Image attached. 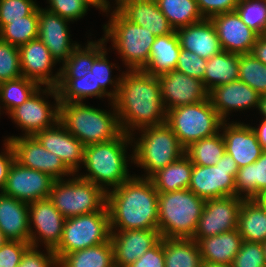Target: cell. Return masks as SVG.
Segmentation results:
<instances>
[{
	"label": "cell",
	"mask_w": 266,
	"mask_h": 267,
	"mask_svg": "<svg viewBox=\"0 0 266 267\" xmlns=\"http://www.w3.org/2000/svg\"><path fill=\"white\" fill-rule=\"evenodd\" d=\"M111 103L125 134L132 135L130 129L133 131L134 127L142 129L166 123L167 111L162 101L160 81L143 70L122 73L117 96Z\"/></svg>",
	"instance_id": "cell-1"
},
{
	"label": "cell",
	"mask_w": 266,
	"mask_h": 267,
	"mask_svg": "<svg viewBox=\"0 0 266 267\" xmlns=\"http://www.w3.org/2000/svg\"><path fill=\"white\" fill-rule=\"evenodd\" d=\"M159 193L151 179L131 177L107 191L110 229H158Z\"/></svg>",
	"instance_id": "cell-2"
},
{
	"label": "cell",
	"mask_w": 266,
	"mask_h": 267,
	"mask_svg": "<svg viewBox=\"0 0 266 267\" xmlns=\"http://www.w3.org/2000/svg\"><path fill=\"white\" fill-rule=\"evenodd\" d=\"M130 140L133 141L131 135L122 132L111 141L85 146L83 164L89 174L79 177L96 184L106 192L108 191L106 185L113 189L119 187L131 178L125 155L127 149L125 147L127 143H131Z\"/></svg>",
	"instance_id": "cell-3"
},
{
	"label": "cell",
	"mask_w": 266,
	"mask_h": 267,
	"mask_svg": "<svg viewBox=\"0 0 266 267\" xmlns=\"http://www.w3.org/2000/svg\"><path fill=\"white\" fill-rule=\"evenodd\" d=\"M85 146L111 141L122 129L118 114L92 108L82 102H59V120Z\"/></svg>",
	"instance_id": "cell-4"
},
{
	"label": "cell",
	"mask_w": 266,
	"mask_h": 267,
	"mask_svg": "<svg viewBox=\"0 0 266 267\" xmlns=\"http://www.w3.org/2000/svg\"><path fill=\"white\" fill-rule=\"evenodd\" d=\"M205 201L189 189L159 193L158 231L161 238H193Z\"/></svg>",
	"instance_id": "cell-5"
},
{
	"label": "cell",
	"mask_w": 266,
	"mask_h": 267,
	"mask_svg": "<svg viewBox=\"0 0 266 267\" xmlns=\"http://www.w3.org/2000/svg\"><path fill=\"white\" fill-rule=\"evenodd\" d=\"M141 130L143 134L135 143L134 154L131 157L135 164L148 172L144 178L150 179L159 170L185 154V149L166 123L144 127Z\"/></svg>",
	"instance_id": "cell-6"
},
{
	"label": "cell",
	"mask_w": 266,
	"mask_h": 267,
	"mask_svg": "<svg viewBox=\"0 0 266 267\" xmlns=\"http://www.w3.org/2000/svg\"><path fill=\"white\" fill-rule=\"evenodd\" d=\"M104 26V39H111L130 70H143L148 63L156 36L147 29L127 20L117 9Z\"/></svg>",
	"instance_id": "cell-7"
},
{
	"label": "cell",
	"mask_w": 266,
	"mask_h": 267,
	"mask_svg": "<svg viewBox=\"0 0 266 267\" xmlns=\"http://www.w3.org/2000/svg\"><path fill=\"white\" fill-rule=\"evenodd\" d=\"M223 122L209 98L167 111L166 124L184 149L198 140L219 133Z\"/></svg>",
	"instance_id": "cell-8"
},
{
	"label": "cell",
	"mask_w": 266,
	"mask_h": 267,
	"mask_svg": "<svg viewBox=\"0 0 266 267\" xmlns=\"http://www.w3.org/2000/svg\"><path fill=\"white\" fill-rule=\"evenodd\" d=\"M111 236L107 205L100 211L66 218L61 242L54 250L59 261L64 255L108 242Z\"/></svg>",
	"instance_id": "cell-9"
},
{
	"label": "cell",
	"mask_w": 266,
	"mask_h": 267,
	"mask_svg": "<svg viewBox=\"0 0 266 267\" xmlns=\"http://www.w3.org/2000/svg\"><path fill=\"white\" fill-rule=\"evenodd\" d=\"M63 181H54L49 199L65 218L94 213L106 206L107 192L96 184L80 177Z\"/></svg>",
	"instance_id": "cell-10"
},
{
	"label": "cell",
	"mask_w": 266,
	"mask_h": 267,
	"mask_svg": "<svg viewBox=\"0 0 266 267\" xmlns=\"http://www.w3.org/2000/svg\"><path fill=\"white\" fill-rule=\"evenodd\" d=\"M238 170L236 161L226 152L216 165L193 164L188 189L204 200L235 196V178Z\"/></svg>",
	"instance_id": "cell-11"
},
{
	"label": "cell",
	"mask_w": 266,
	"mask_h": 267,
	"mask_svg": "<svg viewBox=\"0 0 266 267\" xmlns=\"http://www.w3.org/2000/svg\"><path fill=\"white\" fill-rule=\"evenodd\" d=\"M242 202L243 198L236 195L206 200L192 239L198 242L201 238L237 229Z\"/></svg>",
	"instance_id": "cell-12"
},
{
	"label": "cell",
	"mask_w": 266,
	"mask_h": 267,
	"mask_svg": "<svg viewBox=\"0 0 266 267\" xmlns=\"http://www.w3.org/2000/svg\"><path fill=\"white\" fill-rule=\"evenodd\" d=\"M43 91L53 95L56 105L52 109L50 104L41 98L38 88L24 103L13 109L9 115L15 123L25 130L26 136H34L37 132L52 127L59 120V95L55 87L47 86ZM53 124H52V123Z\"/></svg>",
	"instance_id": "cell-13"
},
{
	"label": "cell",
	"mask_w": 266,
	"mask_h": 267,
	"mask_svg": "<svg viewBox=\"0 0 266 267\" xmlns=\"http://www.w3.org/2000/svg\"><path fill=\"white\" fill-rule=\"evenodd\" d=\"M6 141L14 149L15 160L24 167L49 174L55 180L74 174L61 158L46 150L35 136H12Z\"/></svg>",
	"instance_id": "cell-14"
},
{
	"label": "cell",
	"mask_w": 266,
	"mask_h": 267,
	"mask_svg": "<svg viewBox=\"0 0 266 267\" xmlns=\"http://www.w3.org/2000/svg\"><path fill=\"white\" fill-rule=\"evenodd\" d=\"M54 181L49 174L24 167L14 160L2 193L29 204L48 199Z\"/></svg>",
	"instance_id": "cell-15"
},
{
	"label": "cell",
	"mask_w": 266,
	"mask_h": 267,
	"mask_svg": "<svg viewBox=\"0 0 266 267\" xmlns=\"http://www.w3.org/2000/svg\"><path fill=\"white\" fill-rule=\"evenodd\" d=\"M158 79L166 111L209 98V91L200 79L187 76L176 70L160 75Z\"/></svg>",
	"instance_id": "cell-16"
},
{
	"label": "cell",
	"mask_w": 266,
	"mask_h": 267,
	"mask_svg": "<svg viewBox=\"0 0 266 267\" xmlns=\"http://www.w3.org/2000/svg\"><path fill=\"white\" fill-rule=\"evenodd\" d=\"M114 266L128 267L140 258L160 240L158 229H135L111 231Z\"/></svg>",
	"instance_id": "cell-17"
},
{
	"label": "cell",
	"mask_w": 266,
	"mask_h": 267,
	"mask_svg": "<svg viewBox=\"0 0 266 267\" xmlns=\"http://www.w3.org/2000/svg\"><path fill=\"white\" fill-rule=\"evenodd\" d=\"M213 22L222 51L237 54L252 52L259 35L249 28L236 11L213 16Z\"/></svg>",
	"instance_id": "cell-18"
},
{
	"label": "cell",
	"mask_w": 266,
	"mask_h": 267,
	"mask_svg": "<svg viewBox=\"0 0 266 267\" xmlns=\"http://www.w3.org/2000/svg\"><path fill=\"white\" fill-rule=\"evenodd\" d=\"M0 230L7 240L30 242L37 248V237L29 223L28 203L0 193Z\"/></svg>",
	"instance_id": "cell-19"
},
{
	"label": "cell",
	"mask_w": 266,
	"mask_h": 267,
	"mask_svg": "<svg viewBox=\"0 0 266 267\" xmlns=\"http://www.w3.org/2000/svg\"><path fill=\"white\" fill-rule=\"evenodd\" d=\"M19 52L20 68L23 77L31 79L40 85L57 86L60 70L55 76H51V68L56 64V60L39 38L20 46Z\"/></svg>",
	"instance_id": "cell-20"
},
{
	"label": "cell",
	"mask_w": 266,
	"mask_h": 267,
	"mask_svg": "<svg viewBox=\"0 0 266 267\" xmlns=\"http://www.w3.org/2000/svg\"><path fill=\"white\" fill-rule=\"evenodd\" d=\"M34 136L46 150L61 158L74 174L78 172L79 163L84 160L85 145L70 134L59 121Z\"/></svg>",
	"instance_id": "cell-21"
},
{
	"label": "cell",
	"mask_w": 266,
	"mask_h": 267,
	"mask_svg": "<svg viewBox=\"0 0 266 267\" xmlns=\"http://www.w3.org/2000/svg\"><path fill=\"white\" fill-rule=\"evenodd\" d=\"M67 19L38 7V38L49 49L52 57L65 62L78 44H71Z\"/></svg>",
	"instance_id": "cell-22"
},
{
	"label": "cell",
	"mask_w": 266,
	"mask_h": 267,
	"mask_svg": "<svg viewBox=\"0 0 266 267\" xmlns=\"http://www.w3.org/2000/svg\"><path fill=\"white\" fill-rule=\"evenodd\" d=\"M225 151L236 161L238 168L254 163L264 149L257 140L256 133L249 125L222 123Z\"/></svg>",
	"instance_id": "cell-23"
},
{
	"label": "cell",
	"mask_w": 266,
	"mask_h": 267,
	"mask_svg": "<svg viewBox=\"0 0 266 267\" xmlns=\"http://www.w3.org/2000/svg\"><path fill=\"white\" fill-rule=\"evenodd\" d=\"M116 9L130 22L139 25L154 36L174 31L156 0H118Z\"/></svg>",
	"instance_id": "cell-24"
},
{
	"label": "cell",
	"mask_w": 266,
	"mask_h": 267,
	"mask_svg": "<svg viewBox=\"0 0 266 267\" xmlns=\"http://www.w3.org/2000/svg\"><path fill=\"white\" fill-rule=\"evenodd\" d=\"M260 94L239 79L227 84L214 87L209 92L213 108L225 122L229 111L258 108Z\"/></svg>",
	"instance_id": "cell-25"
},
{
	"label": "cell",
	"mask_w": 266,
	"mask_h": 267,
	"mask_svg": "<svg viewBox=\"0 0 266 267\" xmlns=\"http://www.w3.org/2000/svg\"><path fill=\"white\" fill-rule=\"evenodd\" d=\"M29 223L39 234L46 249L55 250L61 242L65 217L53 205L50 199L38 200L28 204Z\"/></svg>",
	"instance_id": "cell-26"
},
{
	"label": "cell",
	"mask_w": 266,
	"mask_h": 267,
	"mask_svg": "<svg viewBox=\"0 0 266 267\" xmlns=\"http://www.w3.org/2000/svg\"><path fill=\"white\" fill-rule=\"evenodd\" d=\"M182 49L191 51L208 60L222 51L213 22L204 19L199 23L181 27L176 30Z\"/></svg>",
	"instance_id": "cell-27"
},
{
	"label": "cell",
	"mask_w": 266,
	"mask_h": 267,
	"mask_svg": "<svg viewBox=\"0 0 266 267\" xmlns=\"http://www.w3.org/2000/svg\"><path fill=\"white\" fill-rule=\"evenodd\" d=\"M242 241L238 229H234L211 237L201 238L197 243L202 261L232 265Z\"/></svg>",
	"instance_id": "cell-28"
},
{
	"label": "cell",
	"mask_w": 266,
	"mask_h": 267,
	"mask_svg": "<svg viewBox=\"0 0 266 267\" xmlns=\"http://www.w3.org/2000/svg\"><path fill=\"white\" fill-rule=\"evenodd\" d=\"M181 46L176 30L163 36H156L144 72L155 77L175 70Z\"/></svg>",
	"instance_id": "cell-29"
},
{
	"label": "cell",
	"mask_w": 266,
	"mask_h": 267,
	"mask_svg": "<svg viewBox=\"0 0 266 267\" xmlns=\"http://www.w3.org/2000/svg\"><path fill=\"white\" fill-rule=\"evenodd\" d=\"M237 229L243 241L264 243L266 241V209L254 199H243L238 213Z\"/></svg>",
	"instance_id": "cell-30"
},
{
	"label": "cell",
	"mask_w": 266,
	"mask_h": 267,
	"mask_svg": "<svg viewBox=\"0 0 266 267\" xmlns=\"http://www.w3.org/2000/svg\"><path fill=\"white\" fill-rule=\"evenodd\" d=\"M239 54L221 51L207 60L202 80L210 92L214 87L238 80Z\"/></svg>",
	"instance_id": "cell-31"
},
{
	"label": "cell",
	"mask_w": 266,
	"mask_h": 267,
	"mask_svg": "<svg viewBox=\"0 0 266 267\" xmlns=\"http://www.w3.org/2000/svg\"><path fill=\"white\" fill-rule=\"evenodd\" d=\"M193 163L184 154L178 160L159 170L150 179L158 193L188 189Z\"/></svg>",
	"instance_id": "cell-32"
},
{
	"label": "cell",
	"mask_w": 266,
	"mask_h": 267,
	"mask_svg": "<svg viewBox=\"0 0 266 267\" xmlns=\"http://www.w3.org/2000/svg\"><path fill=\"white\" fill-rule=\"evenodd\" d=\"M164 241L165 267H201L202 257L192 238H161Z\"/></svg>",
	"instance_id": "cell-33"
},
{
	"label": "cell",
	"mask_w": 266,
	"mask_h": 267,
	"mask_svg": "<svg viewBox=\"0 0 266 267\" xmlns=\"http://www.w3.org/2000/svg\"><path fill=\"white\" fill-rule=\"evenodd\" d=\"M266 190V150L252 164L239 168L235 178V195L243 199H254ZM245 192L244 197L241 193Z\"/></svg>",
	"instance_id": "cell-34"
},
{
	"label": "cell",
	"mask_w": 266,
	"mask_h": 267,
	"mask_svg": "<svg viewBox=\"0 0 266 267\" xmlns=\"http://www.w3.org/2000/svg\"><path fill=\"white\" fill-rule=\"evenodd\" d=\"M105 41L102 38L98 42H89L85 49L78 44L60 68L59 79H80L86 76L91 71L94 60L105 50Z\"/></svg>",
	"instance_id": "cell-35"
},
{
	"label": "cell",
	"mask_w": 266,
	"mask_h": 267,
	"mask_svg": "<svg viewBox=\"0 0 266 267\" xmlns=\"http://www.w3.org/2000/svg\"><path fill=\"white\" fill-rule=\"evenodd\" d=\"M57 267H115L111 240L66 254Z\"/></svg>",
	"instance_id": "cell-36"
},
{
	"label": "cell",
	"mask_w": 266,
	"mask_h": 267,
	"mask_svg": "<svg viewBox=\"0 0 266 267\" xmlns=\"http://www.w3.org/2000/svg\"><path fill=\"white\" fill-rule=\"evenodd\" d=\"M174 30L204 20L196 0H156Z\"/></svg>",
	"instance_id": "cell-37"
},
{
	"label": "cell",
	"mask_w": 266,
	"mask_h": 267,
	"mask_svg": "<svg viewBox=\"0 0 266 267\" xmlns=\"http://www.w3.org/2000/svg\"><path fill=\"white\" fill-rule=\"evenodd\" d=\"M225 143L222 134H215L192 143L185 149V154L194 165H216L225 153Z\"/></svg>",
	"instance_id": "cell-38"
},
{
	"label": "cell",
	"mask_w": 266,
	"mask_h": 267,
	"mask_svg": "<svg viewBox=\"0 0 266 267\" xmlns=\"http://www.w3.org/2000/svg\"><path fill=\"white\" fill-rule=\"evenodd\" d=\"M38 8L24 20L10 21L0 30V39L20 47L38 38Z\"/></svg>",
	"instance_id": "cell-39"
},
{
	"label": "cell",
	"mask_w": 266,
	"mask_h": 267,
	"mask_svg": "<svg viewBox=\"0 0 266 267\" xmlns=\"http://www.w3.org/2000/svg\"><path fill=\"white\" fill-rule=\"evenodd\" d=\"M41 86L26 77L4 81L0 83V100L10 113L17 106L24 103ZM1 108V107H0Z\"/></svg>",
	"instance_id": "cell-40"
},
{
	"label": "cell",
	"mask_w": 266,
	"mask_h": 267,
	"mask_svg": "<svg viewBox=\"0 0 266 267\" xmlns=\"http://www.w3.org/2000/svg\"><path fill=\"white\" fill-rule=\"evenodd\" d=\"M238 79L260 95H266V65L251 53L239 54Z\"/></svg>",
	"instance_id": "cell-41"
},
{
	"label": "cell",
	"mask_w": 266,
	"mask_h": 267,
	"mask_svg": "<svg viewBox=\"0 0 266 267\" xmlns=\"http://www.w3.org/2000/svg\"><path fill=\"white\" fill-rule=\"evenodd\" d=\"M59 102H82L86 97L95 96V79L89 72L83 78L59 79L57 86Z\"/></svg>",
	"instance_id": "cell-42"
},
{
	"label": "cell",
	"mask_w": 266,
	"mask_h": 267,
	"mask_svg": "<svg viewBox=\"0 0 266 267\" xmlns=\"http://www.w3.org/2000/svg\"><path fill=\"white\" fill-rule=\"evenodd\" d=\"M235 11L241 20L259 36L266 35V1L239 0Z\"/></svg>",
	"instance_id": "cell-43"
},
{
	"label": "cell",
	"mask_w": 266,
	"mask_h": 267,
	"mask_svg": "<svg viewBox=\"0 0 266 267\" xmlns=\"http://www.w3.org/2000/svg\"><path fill=\"white\" fill-rule=\"evenodd\" d=\"M111 67L112 65L109 64L107 58H106V51L104 50L93 62V66L91 69V73L93 74V77L95 79V96L96 97H102V96H108L110 99H113L117 96L118 89H119V82L120 77L117 78L118 80L113 81L111 79ZM115 82V83H114ZM114 83V90L111 92L106 91V85L107 84H113Z\"/></svg>",
	"instance_id": "cell-44"
},
{
	"label": "cell",
	"mask_w": 266,
	"mask_h": 267,
	"mask_svg": "<svg viewBox=\"0 0 266 267\" xmlns=\"http://www.w3.org/2000/svg\"><path fill=\"white\" fill-rule=\"evenodd\" d=\"M21 76L19 47L0 39V83Z\"/></svg>",
	"instance_id": "cell-45"
},
{
	"label": "cell",
	"mask_w": 266,
	"mask_h": 267,
	"mask_svg": "<svg viewBox=\"0 0 266 267\" xmlns=\"http://www.w3.org/2000/svg\"><path fill=\"white\" fill-rule=\"evenodd\" d=\"M37 8L33 0H0V30L10 21L24 20Z\"/></svg>",
	"instance_id": "cell-46"
},
{
	"label": "cell",
	"mask_w": 266,
	"mask_h": 267,
	"mask_svg": "<svg viewBox=\"0 0 266 267\" xmlns=\"http://www.w3.org/2000/svg\"><path fill=\"white\" fill-rule=\"evenodd\" d=\"M232 267H266L262 243L242 241Z\"/></svg>",
	"instance_id": "cell-47"
},
{
	"label": "cell",
	"mask_w": 266,
	"mask_h": 267,
	"mask_svg": "<svg viewBox=\"0 0 266 267\" xmlns=\"http://www.w3.org/2000/svg\"><path fill=\"white\" fill-rule=\"evenodd\" d=\"M206 64V59L199 57L191 51L181 48L180 56L175 70L202 81L204 78V73L206 71Z\"/></svg>",
	"instance_id": "cell-48"
},
{
	"label": "cell",
	"mask_w": 266,
	"mask_h": 267,
	"mask_svg": "<svg viewBox=\"0 0 266 267\" xmlns=\"http://www.w3.org/2000/svg\"><path fill=\"white\" fill-rule=\"evenodd\" d=\"M50 8L47 9L68 21L82 18L88 6L80 0H49Z\"/></svg>",
	"instance_id": "cell-49"
},
{
	"label": "cell",
	"mask_w": 266,
	"mask_h": 267,
	"mask_svg": "<svg viewBox=\"0 0 266 267\" xmlns=\"http://www.w3.org/2000/svg\"><path fill=\"white\" fill-rule=\"evenodd\" d=\"M30 242L7 240L0 247V267H18Z\"/></svg>",
	"instance_id": "cell-50"
},
{
	"label": "cell",
	"mask_w": 266,
	"mask_h": 267,
	"mask_svg": "<svg viewBox=\"0 0 266 267\" xmlns=\"http://www.w3.org/2000/svg\"><path fill=\"white\" fill-rule=\"evenodd\" d=\"M53 265V266H52ZM58 260L53 250L47 249V255L30 246L23 254L18 267H56Z\"/></svg>",
	"instance_id": "cell-51"
},
{
	"label": "cell",
	"mask_w": 266,
	"mask_h": 267,
	"mask_svg": "<svg viewBox=\"0 0 266 267\" xmlns=\"http://www.w3.org/2000/svg\"><path fill=\"white\" fill-rule=\"evenodd\" d=\"M198 8L204 19L235 11L239 0H196Z\"/></svg>",
	"instance_id": "cell-52"
},
{
	"label": "cell",
	"mask_w": 266,
	"mask_h": 267,
	"mask_svg": "<svg viewBox=\"0 0 266 267\" xmlns=\"http://www.w3.org/2000/svg\"><path fill=\"white\" fill-rule=\"evenodd\" d=\"M128 267H165L164 241L161 239Z\"/></svg>",
	"instance_id": "cell-53"
},
{
	"label": "cell",
	"mask_w": 266,
	"mask_h": 267,
	"mask_svg": "<svg viewBox=\"0 0 266 267\" xmlns=\"http://www.w3.org/2000/svg\"><path fill=\"white\" fill-rule=\"evenodd\" d=\"M4 145L6 147L5 148L6 152L4 154H0V189H1V192L3 191L6 185L9 169L15 160V153H14V149L12 145L9 143V141H6Z\"/></svg>",
	"instance_id": "cell-54"
},
{
	"label": "cell",
	"mask_w": 266,
	"mask_h": 267,
	"mask_svg": "<svg viewBox=\"0 0 266 267\" xmlns=\"http://www.w3.org/2000/svg\"><path fill=\"white\" fill-rule=\"evenodd\" d=\"M251 54L266 65V35L257 38Z\"/></svg>",
	"instance_id": "cell-55"
},
{
	"label": "cell",
	"mask_w": 266,
	"mask_h": 267,
	"mask_svg": "<svg viewBox=\"0 0 266 267\" xmlns=\"http://www.w3.org/2000/svg\"><path fill=\"white\" fill-rule=\"evenodd\" d=\"M252 128L254 132L256 133L258 142L260 143L262 148L266 150V119L262 120L259 128H255V127H252Z\"/></svg>",
	"instance_id": "cell-56"
},
{
	"label": "cell",
	"mask_w": 266,
	"mask_h": 267,
	"mask_svg": "<svg viewBox=\"0 0 266 267\" xmlns=\"http://www.w3.org/2000/svg\"><path fill=\"white\" fill-rule=\"evenodd\" d=\"M83 3H85L87 6L93 5L94 7H97L101 9L102 11H108L109 10V1L107 0H80ZM109 6V7H108Z\"/></svg>",
	"instance_id": "cell-57"
},
{
	"label": "cell",
	"mask_w": 266,
	"mask_h": 267,
	"mask_svg": "<svg viewBox=\"0 0 266 267\" xmlns=\"http://www.w3.org/2000/svg\"><path fill=\"white\" fill-rule=\"evenodd\" d=\"M258 109L260 113H262V115L264 116V119H266V95L260 96Z\"/></svg>",
	"instance_id": "cell-58"
},
{
	"label": "cell",
	"mask_w": 266,
	"mask_h": 267,
	"mask_svg": "<svg viewBox=\"0 0 266 267\" xmlns=\"http://www.w3.org/2000/svg\"><path fill=\"white\" fill-rule=\"evenodd\" d=\"M255 201H257L263 208L266 209V190L260 192L255 198Z\"/></svg>",
	"instance_id": "cell-59"
},
{
	"label": "cell",
	"mask_w": 266,
	"mask_h": 267,
	"mask_svg": "<svg viewBox=\"0 0 266 267\" xmlns=\"http://www.w3.org/2000/svg\"><path fill=\"white\" fill-rule=\"evenodd\" d=\"M201 267H232V265H225V264H218V263H211V262L202 261Z\"/></svg>",
	"instance_id": "cell-60"
},
{
	"label": "cell",
	"mask_w": 266,
	"mask_h": 267,
	"mask_svg": "<svg viewBox=\"0 0 266 267\" xmlns=\"http://www.w3.org/2000/svg\"><path fill=\"white\" fill-rule=\"evenodd\" d=\"M7 241V239L4 237V234L0 230V247Z\"/></svg>",
	"instance_id": "cell-61"
},
{
	"label": "cell",
	"mask_w": 266,
	"mask_h": 267,
	"mask_svg": "<svg viewBox=\"0 0 266 267\" xmlns=\"http://www.w3.org/2000/svg\"><path fill=\"white\" fill-rule=\"evenodd\" d=\"M263 248H264V257H265V263H266V241L262 243Z\"/></svg>",
	"instance_id": "cell-62"
}]
</instances>
